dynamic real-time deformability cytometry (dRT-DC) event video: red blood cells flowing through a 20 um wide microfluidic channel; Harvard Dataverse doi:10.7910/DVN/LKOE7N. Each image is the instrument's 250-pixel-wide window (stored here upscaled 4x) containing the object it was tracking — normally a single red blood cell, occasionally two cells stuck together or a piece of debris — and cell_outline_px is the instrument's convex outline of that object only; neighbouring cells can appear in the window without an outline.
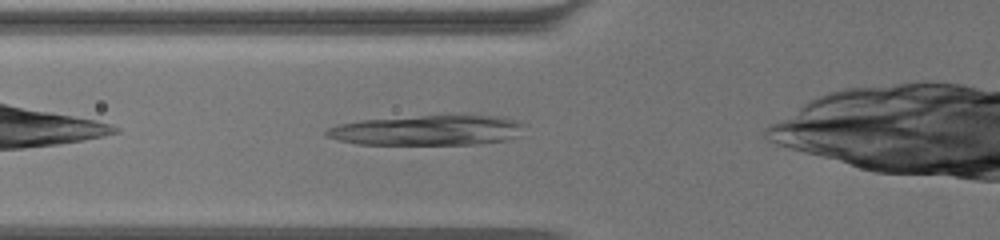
{"species": "common noctule bat (a hibernating species)", "species_latin": "Nyctalus noctula", "temperature_condition": "warm", "stored_images_in_passage": 36, "camera_frame_rate_fps": 3000, "um_per_image_px": 0.085, "animal": {"sex": "female", "body_mass_g": 19.5, "forearm_length_mm": 54.1}, "frame": {"image": 1, "passage_image": 5, "time_ms": 1.333, "image_size_px": [1000, 240], "cell_outline_px": [[528, 124], [520, 136], [508, 140], [480, 144], [356, 144], [336, 140], [328, 136], [324, 132], [328, 128], [340, 124], [360, 120], [420, 116], [500, 116], [516, 120]], "centroid_in_image_um": [36.42, 11.08], "position_along_channel_um": 89.4, "area_um2": 34.85}}
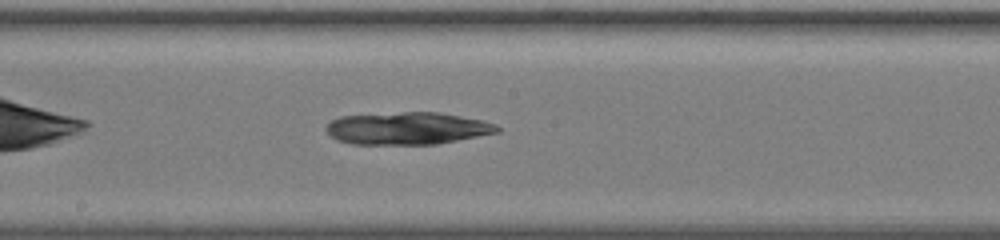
{"frame": {"image": 2, "passage_image": 16, "time_ms": 5.0, "image_size_px": [1000, 240], "cell_outline_px": [[500, 132], [436, 144], [352, 144], [336, 140], [324, 128], [332, 120], [340, 116], [404, 112], [440, 112], [480, 120], [496, 124], [500, 128]], "centroid_in_image_um": [34.62, 10.91], "position_along_channel_um": 213.6, "area_um2": 32.14}}
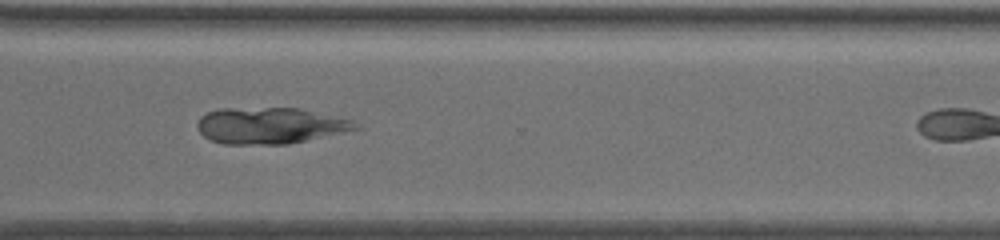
{"frame": {"image": 3, "passage_image": 28, "time_ms": 9.0, "image_size_px": [1000, 240], "cell_outline_px": [[360, 128], [288, 144], [224, 144], [208, 140], [200, 132], [196, 124], [200, 116], [216, 108], [300, 108], [352, 120]], "centroid_in_image_um": [22.88, 10.67], "position_along_channel_um": 347.7, "area_um2": 33.35}}